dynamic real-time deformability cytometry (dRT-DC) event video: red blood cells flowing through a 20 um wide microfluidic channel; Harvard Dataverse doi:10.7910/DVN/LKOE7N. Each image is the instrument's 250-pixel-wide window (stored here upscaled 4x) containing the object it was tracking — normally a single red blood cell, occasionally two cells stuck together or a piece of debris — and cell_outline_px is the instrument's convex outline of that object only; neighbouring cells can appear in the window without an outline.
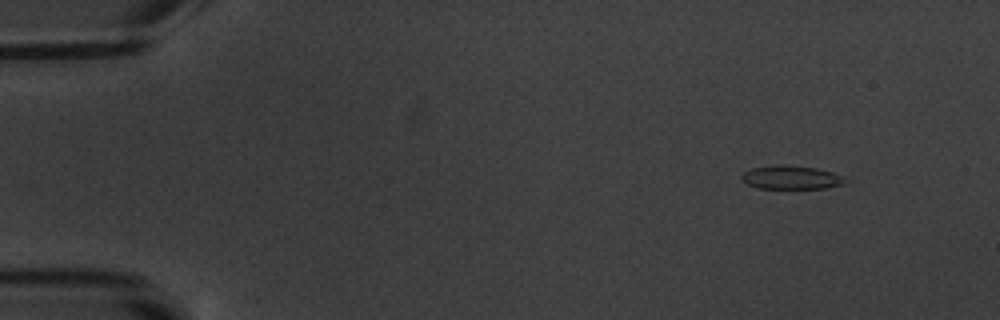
{"species": "common noctule bat (a hibernating species)", "species_latin": "Nyctalus noctula", "temperature_condition": "warm", "stored_images_in_passage": 16, "camera_frame_rate_fps": 3000, "um_per_image_px": 0.085, "animal": {"sex": "male", "body_mass_g": 20.1, "forearm_length_mm": 53.5}, "frame": {"image": 1, "passage_image": 2, "time_ms": 1.333, "image_size_px": [1000, 320], "cell_outline_px": [[848, 180], [844, 184], [824, 188], [760, 188], [748, 184], [740, 180], [740, 176], [744, 172], [752, 168], [780, 164], [816, 168], [832, 172], [844, 176]], "centroid_in_image_um": [67.26, 15.08], "position_along_channel_um": 17.7, "area_um2": 14.22}}
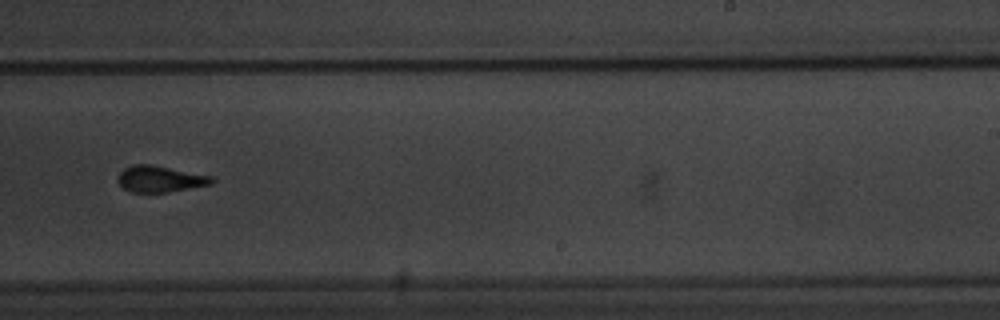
{"frame": {"image": 2, "passage_image": 11, "time_ms": 11.667, "image_size_px": [1000, 320], "cell_outline_px": [[216, 180], [212, 184], [168, 192], [132, 192], [124, 188], [116, 180], [116, 176], [124, 168], [132, 164], [152, 164], [212, 176]], "centroid_in_image_um": [13.59, 15.2], "position_along_channel_um": 275.4, "area_um2": 14.51}}
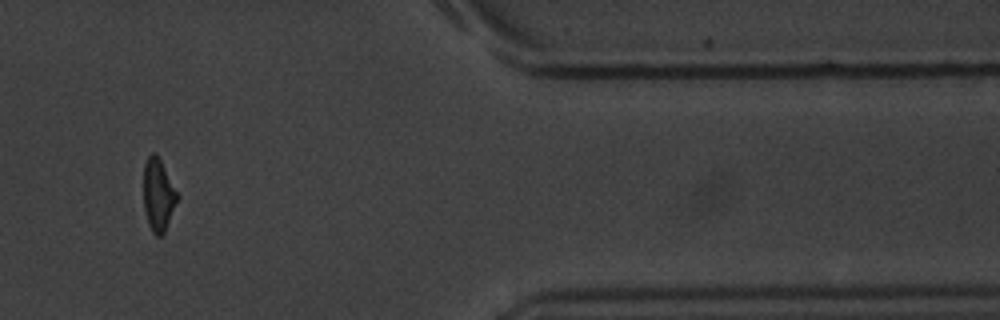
{"frame": {"image": 3, "passage_image": 14, "time_ms": 16.0, "image_size_px": [1000, 320], "cell_outline_px": [[180, 196], [164, 232], [160, 236], [156, 236], [152, 232], [148, 224], [144, 208], [144, 164], [148, 156], [152, 152], [156, 152]], "centroid_in_image_um": [13.46, 16.56], "position_along_channel_um": 397.9, "area_um2": 14.28}, "authors_computed_cell_mechanics": {"area_um2": 14.6812, "velocity_mm_per_s": 3.5027, "shape_relaxation_time_tau1_ms": 4.0843, "shape_relaxation_time_tau2_ms": 1.8814, "deformation_change_tau1": 0.1501, "deformation_change_tau2": 0.1045}}